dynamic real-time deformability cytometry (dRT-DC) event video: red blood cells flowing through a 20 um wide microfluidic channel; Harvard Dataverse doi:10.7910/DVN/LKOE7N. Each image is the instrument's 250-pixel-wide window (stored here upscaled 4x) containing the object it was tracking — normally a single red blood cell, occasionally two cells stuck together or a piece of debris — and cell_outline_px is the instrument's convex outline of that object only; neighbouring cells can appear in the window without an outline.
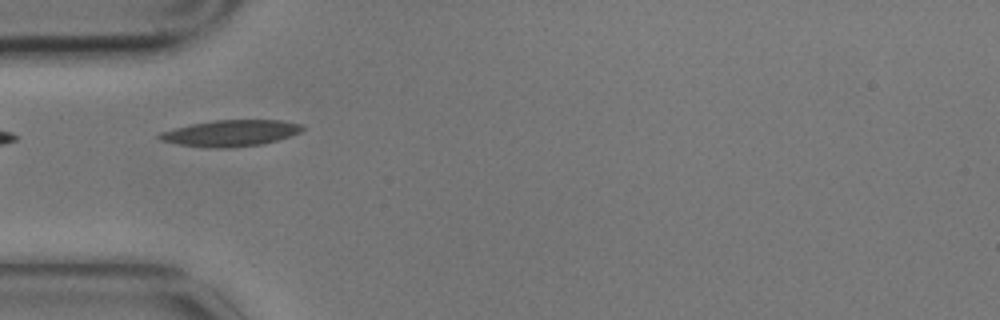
{"species": "common noctule bat (a hibernating species)", "species_latin": "Nyctalus noctula", "temperature_condition": "cold", "stored_images_in_passage": 2, "camera_frame_rate_fps": 3000, "um_per_image_px": 0.085, "animal": {"sex": "male", "body_mass_g": 17.9}, "frame": {"image": 1, "passage_image": 1, "time_ms": 0.0, "image_size_px": [1000, 320], "cell_outline_px": [[304, 128], [300, 132], [276, 140], [260, 144], [232, 148], [208, 148], [180, 144], [160, 140], [156, 136], [160, 132], [192, 124], [212, 120], [280, 120], [300, 124]], "centroid_in_image_um": [19.57, 11.32], "position_along_channel_um": 65.4, "area_um2": 21.68}}